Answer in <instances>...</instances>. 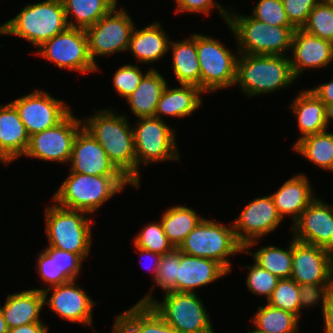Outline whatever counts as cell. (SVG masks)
I'll return each mask as SVG.
<instances>
[{
  "label": "cell",
  "mask_w": 333,
  "mask_h": 333,
  "mask_svg": "<svg viewBox=\"0 0 333 333\" xmlns=\"http://www.w3.org/2000/svg\"><path fill=\"white\" fill-rule=\"evenodd\" d=\"M49 328L44 323H31L9 329L8 333H48Z\"/></svg>",
  "instance_id": "cell-50"
},
{
  "label": "cell",
  "mask_w": 333,
  "mask_h": 333,
  "mask_svg": "<svg viewBox=\"0 0 333 333\" xmlns=\"http://www.w3.org/2000/svg\"><path fill=\"white\" fill-rule=\"evenodd\" d=\"M181 87L164 89L157 103L154 117L162 119L163 115L184 118L202 105V94L205 92L198 86L180 84Z\"/></svg>",
  "instance_id": "cell-27"
},
{
  "label": "cell",
  "mask_w": 333,
  "mask_h": 333,
  "mask_svg": "<svg viewBox=\"0 0 333 333\" xmlns=\"http://www.w3.org/2000/svg\"><path fill=\"white\" fill-rule=\"evenodd\" d=\"M119 0H62L69 27L84 29L93 26L107 14ZM72 20H69V17Z\"/></svg>",
  "instance_id": "cell-31"
},
{
  "label": "cell",
  "mask_w": 333,
  "mask_h": 333,
  "mask_svg": "<svg viewBox=\"0 0 333 333\" xmlns=\"http://www.w3.org/2000/svg\"><path fill=\"white\" fill-rule=\"evenodd\" d=\"M297 241L333 252V206L315 198L291 225Z\"/></svg>",
  "instance_id": "cell-18"
},
{
  "label": "cell",
  "mask_w": 333,
  "mask_h": 333,
  "mask_svg": "<svg viewBox=\"0 0 333 333\" xmlns=\"http://www.w3.org/2000/svg\"><path fill=\"white\" fill-rule=\"evenodd\" d=\"M4 306L0 307L8 328L31 323H43L40 312L44 305L43 293L37 289L8 294Z\"/></svg>",
  "instance_id": "cell-25"
},
{
  "label": "cell",
  "mask_w": 333,
  "mask_h": 333,
  "mask_svg": "<svg viewBox=\"0 0 333 333\" xmlns=\"http://www.w3.org/2000/svg\"><path fill=\"white\" fill-rule=\"evenodd\" d=\"M311 90L324 102V104L333 103V79L327 83L311 88Z\"/></svg>",
  "instance_id": "cell-48"
},
{
  "label": "cell",
  "mask_w": 333,
  "mask_h": 333,
  "mask_svg": "<svg viewBox=\"0 0 333 333\" xmlns=\"http://www.w3.org/2000/svg\"><path fill=\"white\" fill-rule=\"evenodd\" d=\"M287 249L267 245L255 252L244 250L245 254L253 257V260L263 269L269 271L278 279H287L291 277L292 271V240Z\"/></svg>",
  "instance_id": "cell-35"
},
{
  "label": "cell",
  "mask_w": 333,
  "mask_h": 333,
  "mask_svg": "<svg viewBox=\"0 0 333 333\" xmlns=\"http://www.w3.org/2000/svg\"><path fill=\"white\" fill-rule=\"evenodd\" d=\"M169 39L160 22L156 21L140 30L135 25L127 50L133 54L138 64H153L169 52Z\"/></svg>",
  "instance_id": "cell-24"
},
{
  "label": "cell",
  "mask_w": 333,
  "mask_h": 333,
  "mask_svg": "<svg viewBox=\"0 0 333 333\" xmlns=\"http://www.w3.org/2000/svg\"><path fill=\"white\" fill-rule=\"evenodd\" d=\"M322 317L324 321L323 333H333V290L330 293L328 301L322 312Z\"/></svg>",
  "instance_id": "cell-49"
},
{
  "label": "cell",
  "mask_w": 333,
  "mask_h": 333,
  "mask_svg": "<svg viewBox=\"0 0 333 333\" xmlns=\"http://www.w3.org/2000/svg\"><path fill=\"white\" fill-rule=\"evenodd\" d=\"M196 51L200 64L201 89L205 93L235 86L237 58L220 41L196 33Z\"/></svg>",
  "instance_id": "cell-10"
},
{
  "label": "cell",
  "mask_w": 333,
  "mask_h": 333,
  "mask_svg": "<svg viewBox=\"0 0 333 333\" xmlns=\"http://www.w3.org/2000/svg\"><path fill=\"white\" fill-rule=\"evenodd\" d=\"M172 51V70L179 84L195 85L201 88L200 64L196 51V33L183 41L169 43Z\"/></svg>",
  "instance_id": "cell-29"
},
{
  "label": "cell",
  "mask_w": 333,
  "mask_h": 333,
  "mask_svg": "<svg viewBox=\"0 0 333 333\" xmlns=\"http://www.w3.org/2000/svg\"><path fill=\"white\" fill-rule=\"evenodd\" d=\"M320 0H282L284 11L289 22L295 28H302L311 10Z\"/></svg>",
  "instance_id": "cell-45"
},
{
  "label": "cell",
  "mask_w": 333,
  "mask_h": 333,
  "mask_svg": "<svg viewBox=\"0 0 333 333\" xmlns=\"http://www.w3.org/2000/svg\"><path fill=\"white\" fill-rule=\"evenodd\" d=\"M290 278L299 285L333 283V252L292 237Z\"/></svg>",
  "instance_id": "cell-16"
},
{
  "label": "cell",
  "mask_w": 333,
  "mask_h": 333,
  "mask_svg": "<svg viewBox=\"0 0 333 333\" xmlns=\"http://www.w3.org/2000/svg\"><path fill=\"white\" fill-rule=\"evenodd\" d=\"M178 266H180V250L174 248L161 256L154 284L159 286L165 293L175 291Z\"/></svg>",
  "instance_id": "cell-40"
},
{
  "label": "cell",
  "mask_w": 333,
  "mask_h": 333,
  "mask_svg": "<svg viewBox=\"0 0 333 333\" xmlns=\"http://www.w3.org/2000/svg\"><path fill=\"white\" fill-rule=\"evenodd\" d=\"M302 29L333 43V4L329 0H320L309 13Z\"/></svg>",
  "instance_id": "cell-36"
},
{
  "label": "cell",
  "mask_w": 333,
  "mask_h": 333,
  "mask_svg": "<svg viewBox=\"0 0 333 333\" xmlns=\"http://www.w3.org/2000/svg\"><path fill=\"white\" fill-rule=\"evenodd\" d=\"M35 54L51 61L59 68L79 73L100 71L89 53L88 38L84 29L68 27L37 48Z\"/></svg>",
  "instance_id": "cell-11"
},
{
  "label": "cell",
  "mask_w": 333,
  "mask_h": 333,
  "mask_svg": "<svg viewBox=\"0 0 333 333\" xmlns=\"http://www.w3.org/2000/svg\"><path fill=\"white\" fill-rule=\"evenodd\" d=\"M29 140L30 136L15 106L11 102L0 105V162L7 166L24 156Z\"/></svg>",
  "instance_id": "cell-22"
},
{
  "label": "cell",
  "mask_w": 333,
  "mask_h": 333,
  "mask_svg": "<svg viewBox=\"0 0 333 333\" xmlns=\"http://www.w3.org/2000/svg\"><path fill=\"white\" fill-rule=\"evenodd\" d=\"M244 269L249 270L246 285L250 292L258 296L263 295V297H266V300H268L279 279L269 271L263 269L255 261L253 265L244 266Z\"/></svg>",
  "instance_id": "cell-41"
},
{
  "label": "cell",
  "mask_w": 333,
  "mask_h": 333,
  "mask_svg": "<svg viewBox=\"0 0 333 333\" xmlns=\"http://www.w3.org/2000/svg\"><path fill=\"white\" fill-rule=\"evenodd\" d=\"M230 225L203 218L178 249L188 255L215 260L230 273L232 263L228 258L244 252Z\"/></svg>",
  "instance_id": "cell-8"
},
{
  "label": "cell",
  "mask_w": 333,
  "mask_h": 333,
  "mask_svg": "<svg viewBox=\"0 0 333 333\" xmlns=\"http://www.w3.org/2000/svg\"><path fill=\"white\" fill-rule=\"evenodd\" d=\"M45 209L48 247L78 254L85 260L93 243L91 225L95 220L85 211L63 208L55 202Z\"/></svg>",
  "instance_id": "cell-6"
},
{
  "label": "cell",
  "mask_w": 333,
  "mask_h": 333,
  "mask_svg": "<svg viewBox=\"0 0 333 333\" xmlns=\"http://www.w3.org/2000/svg\"><path fill=\"white\" fill-rule=\"evenodd\" d=\"M203 218L192 208L177 205L164 211L160 221L169 242L174 248H179Z\"/></svg>",
  "instance_id": "cell-32"
},
{
  "label": "cell",
  "mask_w": 333,
  "mask_h": 333,
  "mask_svg": "<svg viewBox=\"0 0 333 333\" xmlns=\"http://www.w3.org/2000/svg\"><path fill=\"white\" fill-rule=\"evenodd\" d=\"M114 6L97 23L87 28L89 53L94 64L96 57H107L128 49L135 22L125 8Z\"/></svg>",
  "instance_id": "cell-12"
},
{
  "label": "cell",
  "mask_w": 333,
  "mask_h": 333,
  "mask_svg": "<svg viewBox=\"0 0 333 333\" xmlns=\"http://www.w3.org/2000/svg\"><path fill=\"white\" fill-rule=\"evenodd\" d=\"M289 107L297 118L301 134L296 142L305 136L327 130L325 104L311 89L300 91Z\"/></svg>",
  "instance_id": "cell-28"
},
{
  "label": "cell",
  "mask_w": 333,
  "mask_h": 333,
  "mask_svg": "<svg viewBox=\"0 0 333 333\" xmlns=\"http://www.w3.org/2000/svg\"><path fill=\"white\" fill-rule=\"evenodd\" d=\"M52 291V296L47 297ZM44 305L55 312L60 318L72 323L92 326L93 309L97 303L88 296V293L79 285L76 280L69 281L42 291Z\"/></svg>",
  "instance_id": "cell-17"
},
{
  "label": "cell",
  "mask_w": 333,
  "mask_h": 333,
  "mask_svg": "<svg viewBox=\"0 0 333 333\" xmlns=\"http://www.w3.org/2000/svg\"><path fill=\"white\" fill-rule=\"evenodd\" d=\"M8 331H9L8 325L5 322L3 313L0 309V333H8Z\"/></svg>",
  "instance_id": "cell-53"
},
{
  "label": "cell",
  "mask_w": 333,
  "mask_h": 333,
  "mask_svg": "<svg viewBox=\"0 0 333 333\" xmlns=\"http://www.w3.org/2000/svg\"><path fill=\"white\" fill-rule=\"evenodd\" d=\"M11 103L17 109L29 136L56 126L71 112L64 101L41 89H35Z\"/></svg>",
  "instance_id": "cell-15"
},
{
  "label": "cell",
  "mask_w": 333,
  "mask_h": 333,
  "mask_svg": "<svg viewBox=\"0 0 333 333\" xmlns=\"http://www.w3.org/2000/svg\"><path fill=\"white\" fill-rule=\"evenodd\" d=\"M83 121L72 111L56 126L30 136L24 156L56 163H69L72 147Z\"/></svg>",
  "instance_id": "cell-13"
},
{
  "label": "cell",
  "mask_w": 333,
  "mask_h": 333,
  "mask_svg": "<svg viewBox=\"0 0 333 333\" xmlns=\"http://www.w3.org/2000/svg\"><path fill=\"white\" fill-rule=\"evenodd\" d=\"M155 67H151L145 74L138 64H126L120 67L113 76V87L115 91L122 97H129L138 87L143 77Z\"/></svg>",
  "instance_id": "cell-42"
},
{
  "label": "cell",
  "mask_w": 333,
  "mask_h": 333,
  "mask_svg": "<svg viewBox=\"0 0 333 333\" xmlns=\"http://www.w3.org/2000/svg\"><path fill=\"white\" fill-rule=\"evenodd\" d=\"M240 212L232 225L244 250L258 244V240L275 231L283 221L271 195L253 199Z\"/></svg>",
  "instance_id": "cell-14"
},
{
  "label": "cell",
  "mask_w": 333,
  "mask_h": 333,
  "mask_svg": "<svg viewBox=\"0 0 333 333\" xmlns=\"http://www.w3.org/2000/svg\"><path fill=\"white\" fill-rule=\"evenodd\" d=\"M248 333H264V332L258 330V329L255 327V329L252 330V331L249 329Z\"/></svg>",
  "instance_id": "cell-54"
},
{
  "label": "cell",
  "mask_w": 333,
  "mask_h": 333,
  "mask_svg": "<svg viewBox=\"0 0 333 333\" xmlns=\"http://www.w3.org/2000/svg\"><path fill=\"white\" fill-rule=\"evenodd\" d=\"M229 272L217 261L196 257L180 251V266L175 291L197 293V288L207 286L225 277Z\"/></svg>",
  "instance_id": "cell-21"
},
{
  "label": "cell",
  "mask_w": 333,
  "mask_h": 333,
  "mask_svg": "<svg viewBox=\"0 0 333 333\" xmlns=\"http://www.w3.org/2000/svg\"><path fill=\"white\" fill-rule=\"evenodd\" d=\"M133 241L134 247L164 255L174 249L162 227L161 221L147 224Z\"/></svg>",
  "instance_id": "cell-37"
},
{
  "label": "cell",
  "mask_w": 333,
  "mask_h": 333,
  "mask_svg": "<svg viewBox=\"0 0 333 333\" xmlns=\"http://www.w3.org/2000/svg\"><path fill=\"white\" fill-rule=\"evenodd\" d=\"M116 333H184L167 324L150 305L136 303L115 316Z\"/></svg>",
  "instance_id": "cell-26"
},
{
  "label": "cell",
  "mask_w": 333,
  "mask_h": 333,
  "mask_svg": "<svg viewBox=\"0 0 333 333\" xmlns=\"http://www.w3.org/2000/svg\"><path fill=\"white\" fill-rule=\"evenodd\" d=\"M251 318L252 324L264 333H297L299 319L295 314L266 303L259 306Z\"/></svg>",
  "instance_id": "cell-34"
},
{
  "label": "cell",
  "mask_w": 333,
  "mask_h": 333,
  "mask_svg": "<svg viewBox=\"0 0 333 333\" xmlns=\"http://www.w3.org/2000/svg\"><path fill=\"white\" fill-rule=\"evenodd\" d=\"M167 86L166 79L156 69H151L136 90L126 98L130 110L137 118L154 117L157 103Z\"/></svg>",
  "instance_id": "cell-30"
},
{
  "label": "cell",
  "mask_w": 333,
  "mask_h": 333,
  "mask_svg": "<svg viewBox=\"0 0 333 333\" xmlns=\"http://www.w3.org/2000/svg\"><path fill=\"white\" fill-rule=\"evenodd\" d=\"M136 153V188L140 187V165L179 160L175 129L164 120L156 117L138 118L133 125Z\"/></svg>",
  "instance_id": "cell-9"
},
{
  "label": "cell",
  "mask_w": 333,
  "mask_h": 333,
  "mask_svg": "<svg viewBox=\"0 0 333 333\" xmlns=\"http://www.w3.org/2000/svg\"><path fill=\"white\" fill-rule=\"evenodd\" d=\"M251 16L269 26H293L286 16L282 0H259Z\"/></svg>",
  "instance_id": "cell-43"
},
{
  "label": "cell",
  "mask_w": 333,
  "mask_h": 333,
  "mask_svg": "<svg viewBox=\"0 0 333 333\" xmlns=\"http://www.w3.org/2000/svg\"><path fill=\"white\" fill-rule=\"evenodd\" d=\"M228 28L238 43L237 54L287 55L291 51L294 26H269L251 15L229 12Z\"/></svg>",
  "instance_id": "cell-5"
},
{
  "label": "cell",
  "mask_w": 333,
  "mask_h": 333,
  "mask_svg": "<svg viewBox=\"0 0 333 333\" xmlns=\"http://www.w3.org/2000/svg\"><path fill=\"white\" fill-rule=\"evenodd\" d=\"M36 270L43 284H48L47 288H35L41 292L45 289L69 282V280L59 271L58 249L46 247L37 257Z\"/></svg>",
  "instance_id": "cell-39"
},
{
  "label": "cell",
  "mask_w": 333,
  "mask_h": 333,
  "mask_svg": "<svg viewBox=\"0 0 333 333\" xmlns=\"http://www.w3.org/2000/svg\"><path fill=\"white\" fill-rule=\"evenodd\" d=\"M176 5V13H196V14H205L208 15L211 12V9L214 10L216 8L219 10V14L222 18L228 21L229 10L225 9L220 2H216L215 0H175Z\"/></svg>",
  "instance_id": "cell-46"
},
{
  "label": "cell",
  "mask_w": 333,
  "mask_h": 333,
  "mask_svg": "<svg viewBox=\"0 0 333 333\" xmlns=\"http://www.w3.org/2000/svg\"><path fill=\"white\" fill-rule=\"evenodd\" d=\"M290 63L297 79L309 69L326 68L333 61V43L302 28H296L292 38Z\"/></svg>",
  "instance_id": "cell-20"
},
{
  "label": "cell",
  "mask_w": 333,
  "mask_h": 333,
  "mask_svg": "<svg viewBox=\"0 0 333 333\" xmlns=\"http://www.w3.org/2000/svg\"><path fill=\"white\" fill-rule=\"evenodd\" d=\"M300 291L299 284L293 279H279L272 295L266 303L269 305L289 311L300 317Z\"/></svg>",
  "instance_id": "cell-38"
},
{
  "label": "cell",
  "mask_w": 333,
  "mask_h": 333,
  "mask_svg": "<svg viewBox=\"0 0 333 333\" xmlns=\"http://www.w3.org/2000/svg\"><path fill=\"white\" fill-rule=\"evenodd\" d=\"M239 55L235 86L248 98L280 91L296 80L288 55Z\"/></svg>",
  "instance_id": "cell-3"
},
{
  "label": "cell",
  "mask_w": 333,
  "mask_h": 333,
  "mask_svg": "<svg viewBox=\"0 0 333 333\" xmlns=\"http://www.w3.org/2000/svg\"><path fill=\"white\" fill-rule=\"evenodd\" d=\"M135 249H136V251H138L139 252V254H141V256H146V257H152V259H151V264H150V266H151V269H150V271H151V273H152V275H153V281H154V279L156 278V275H157V271H158V266H159V263H160V259H161V256L162 255H160V254H158V253H154V252H151V251H148V250H144V249H141V248H137V247H134ZM149 258V259H150ZM153 260V261H152ZM141 265H143V263H141ZM149 266V267H150Z\"/></svg>",
  "instance_id": "cell-51"
},
{
  "label": "cell",
  "mask_w": 333,
  "mask_h": 333,
  "mask_svg": "<svg viewBox=\"0 0 333 333\" xmlns=\"http://www.w3.org/2000/svg\"><path fill=\"white\" fill-rule=\"evenodd\" d=\"M150 292L137 303L150 305L175 330L184 333H214L211 319L197 293L170 291L157 301Z\"/></svg>",
  "instance_id": "cell-7"
},
{
  "label": "cell",
  "mask_w": 333,
  "mask_h": 333,
  "mask_svg": "<svg viewBox=\"0 0 333 333\" xmlns=\"http://www.w3.org/2000/svg\"><path fill=\"white\" fill-rule=\"evenodd\" d=\"M331 120H333V103L325 104V122L327 127Z\"/></svg>",
  "instance_id": "cell-52"
},
{
  "label": "cell",
  "mask_w": 333,
  "mask_h": 333,
  "mask_svg": "<svg viewBox=\"0 0 333 333\" xmlns=\"http://www.w3.org/2000/svg\"><path fill=\"white\" fill-rule=\"evenodd\" d=\"M333 290V283L322 284H301L299 285L300 291V313L301 309L308 307L312 308L321 301L322 312L328 301L329 295Z\"/></svg>",
  "instance_id": "cell-44"
},
{
  "label": "cell",
  "mask_w": 333,
  "mask_h": 333,
  "mask_svg": "<svg viewBox=\"0 0 333 333\" xmlns=\"http://www.w3.org/2000/svg\"><path fill=\"white\" fill-rule=\"evenodd\" d=\"M68 174L52 201L63 208L85 211L90 217L126 185L135 187L125 176Z\"/></svg>",
  "instance_id": "cell-2"
},
{
  "label": "cell",
  "mask_w": 333,
  "mask_h": 333,
  "mask_svg": "<svg viewBox=\"0 0 333 333\" xmlns=\"http://www.w3.org/2000/svg\"><path fill=\"white\" fill-rule=\"evenodd\" d=\"M293 149L315 166L333 172V133L323 131L305 136L295 142Z\"/></svg>",
  "instance_id": "cell-33"
},
{
  "label": "cell",
  "mask_w": 333,
  "mask_h": 333,
  "mask_svg": "<svg viewBox=\"0 0 333 333\" xmlns=\"http://www.w3.org/2000/svg\"><path fill=\"white\" fill-rule=\"evenodd\" d=\"M83 259L78 254L58 249L59 271L69 280H76L81 273Z\"/></svg>",
  "instance_id": "cell-47"
},
{
  "label": "cell",
  "mask_w": 333,
  "mask_h": 333,
  "mask_svg": "<svg viewBox=\"0 0 333 333\" xmlns=\"http://www.w3.org/2000/svg\"><path fill=\"white\" fill-rule=\"evenodd\" d=\"M126 115L113 109L96 110L83 127L98 141L110 161L136 188V153L133 128Z\"/></svg>",
  "instance_id": "cell-1"
},
{
  "label": "cell",
  "mask_w": 333,
  "mask_h": 333,
  "mask_svg": "<svg viewBox=\"0 0 333 333\" xmlns=\"http://www.w3.org/2000/svg\"><path fill=\"white\" fill-rule=\"evenodd\" d=\"M69 162L70 172L94 176H124L84 127L75 137Z\"/></svg>",
  "instance_id": "cell-19"
},
{
  "label": "cell",
  "mask_w": 333,
  "mask_h": 333,
  "mask_svg": "<svg viewBox=\"0 0 333 333\" xmlns=\"http://www.w3.org/2000/svg\"><path fill=\"white\" fill-rule=\"evenodd\" d=\"M270 195L280 217L283 219L289 215L293 223L317 197L307 175L303 173L287 179L275 193Z\"/></svg>",
  "instance_id": "cell-23"
},
{
  "label": "cell",
  "mask_w": 333,
  "mask_h": 333,
  "mask_svg": "<svg viewBox=\"0 0 333 333\" xmlns=\"http://www.w3.org/2000/svg\"><path fill=\"white\" fill-rule=\"evenodd\" d=\"M62 0L30 3L12 19L0 25V35H15L40 47L68 28Z\"/></svg>",
  "instance_id": "cell-4"
}]
</instances>
